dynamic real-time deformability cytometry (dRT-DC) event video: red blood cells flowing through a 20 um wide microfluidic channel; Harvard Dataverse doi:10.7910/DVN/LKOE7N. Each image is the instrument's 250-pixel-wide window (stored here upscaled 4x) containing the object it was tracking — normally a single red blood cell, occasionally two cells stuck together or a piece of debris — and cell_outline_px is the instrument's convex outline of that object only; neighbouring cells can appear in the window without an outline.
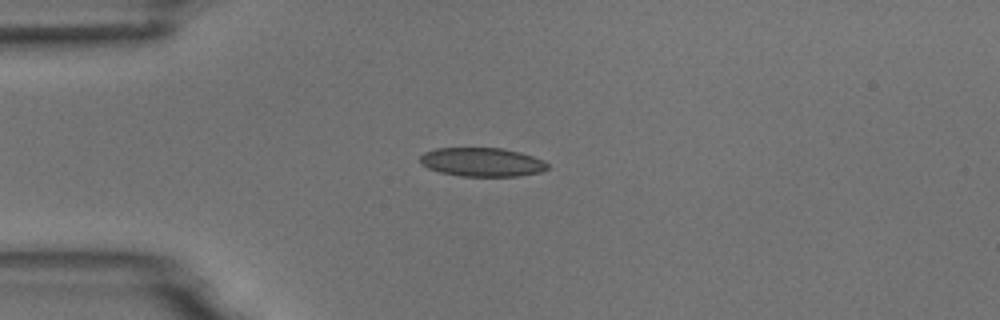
{"species": "common noctule bat (a hibernating species)", "species_latin": "Nyctalus noctula", "temperature_condition": "room temperature", "stored_images_in_passage": 41, "camera_frame_rate_fps": 3000, "um_per_image_px": 0.085, "animal": {"sex": "male", "body_mass_g": 18.8}, "frame": {"image": 1, "passage_image": 1, "time_ms": 0.0, "image_size_px": [1000, 320], "cell_outline_px": [[548, 168], [540, 172], [516, 176], [460, 176], [440, 172], [428, 168], [420, 164], [420, 156], [424, 152], [436, 148], [500, 148], [520, 152], [544, 160], [548, 164]], "centroid_in_image_um": [40.95, 13.78], "position_along_channel_um": 44.1, "area_um2": 21.39}}
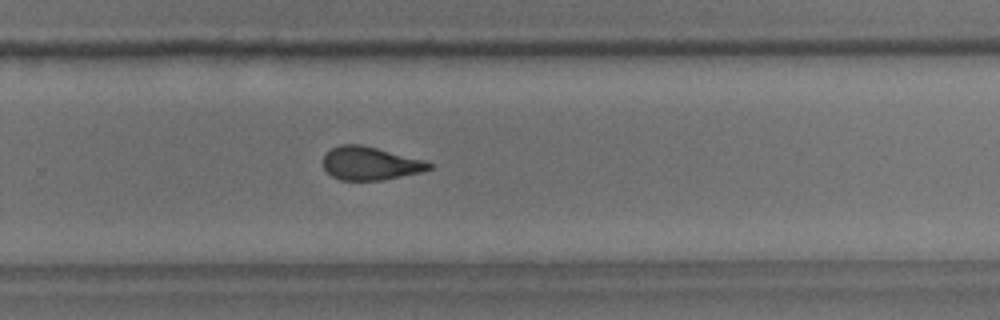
{"frame": {"image": 2, "passage_image": 23, "time_ms": 7.333, "image_size_px": [1000, 320], "cell_outline_px": [[432, 168], [420, 172], [380, 180], [340, 180], [332, 176], [324, 168], [324, 156], [332, 148], [340, 144], [360, 144], [424, 160], [432, 164]], "centroid_in_image_um": [31.45, 13.88], "position_along_channel_um": 298.4, "area_um2": 20.17}}
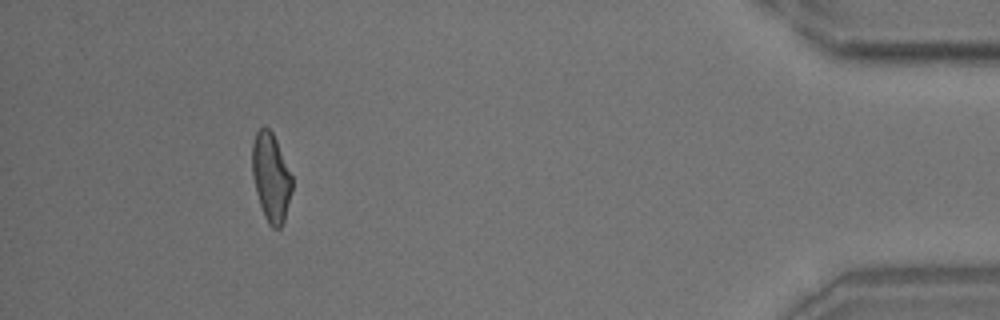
{"frame": {"image": 3, "passage_image": 37, "time_ms": 12.0, "image_size_px": [1000, 320], "cell_outline_px": [[292, 192], [284, 220], [280, 228], [272, 228], [268, 224], [264, 216], [256, 192], [252, 176], [252, 144], [256, 132], [260, 128], [268, 128], [272, 132], [276, 140], [292, 176]], "centroid_in_image_um": [23.03, 15.09], "position_along_channel_um": 412.2, "area_um2": 20.46}, "authors_computed_cell_mechanics": {"area_um2": 21.097, "velocity_mm_per_s": 3.7254, "shape_relaxation_time_tau1_ms": 5.5345, "shape_relaxation_time_tau2_ms": 1.6951, "deformation_change_tau1": 0.1545, "deformation_change_tau2": 0.0902}}